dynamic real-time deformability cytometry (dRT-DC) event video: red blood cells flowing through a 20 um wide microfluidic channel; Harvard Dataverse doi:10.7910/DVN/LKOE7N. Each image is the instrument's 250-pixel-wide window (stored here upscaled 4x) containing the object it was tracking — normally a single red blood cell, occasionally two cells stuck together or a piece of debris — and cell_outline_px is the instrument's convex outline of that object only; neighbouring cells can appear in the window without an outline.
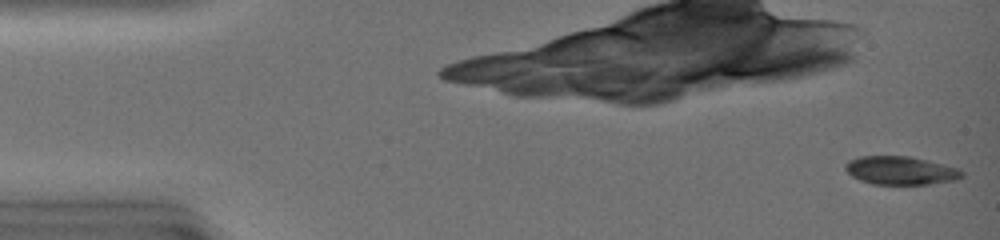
{"species": "common noctule bat (a hibernating species)", "species_latin": "Nyctalus noctula", "temperature_condition": "warm", "stored_images_in_passage": 44, "camera_frame_rate_fps": 3000, "um_per_image_px": 0.085, "animal": {"sex": "female", "body_mass_g": 19.0, "forearm_length_mm": 51.5}, "frame": {"image": 1, "passage_image": 1, "time_ms": 0.0, "image_size_px": [1000, 240], "cell_outline_px": [[964, 176], [956, 180], [928, 184], [872, 184], [860, 180], [852, 176], [844, 168], [844, 164], [848, 160], [860, 156], [908, 156], [960, 168], [964, 172]], "centroid_in_image_um": [76.55, 14.49], "position_along_channel_um": 8.4, "area_um2": 19.31}}